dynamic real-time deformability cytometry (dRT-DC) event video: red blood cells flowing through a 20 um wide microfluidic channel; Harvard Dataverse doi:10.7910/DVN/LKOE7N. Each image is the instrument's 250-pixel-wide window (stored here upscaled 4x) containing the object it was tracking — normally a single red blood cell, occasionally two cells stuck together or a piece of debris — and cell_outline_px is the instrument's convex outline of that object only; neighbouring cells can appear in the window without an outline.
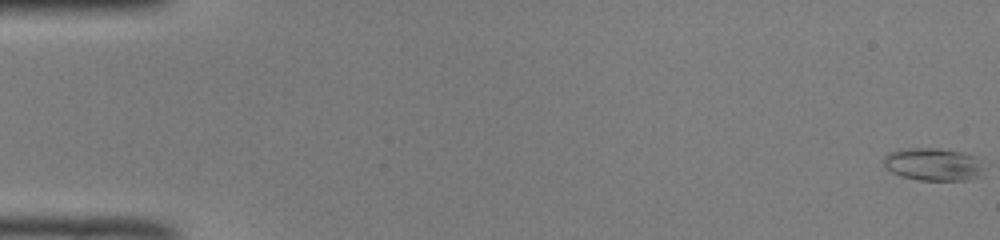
{"species": "common noctule bat (a hibernating species)", "species_latin": "Nyctalus noctula", "temperature_condition": "room temperature", "stored_images_in_passage": 52, "camera_frame_rate_fps": 3000, "um_per_image_px": 0.085, "animal": {"sex": "male", "body_mass_g": 19.0, "forearm_length_mm": 50.8}, "frame": {"image": 1, "passage_image": 1, "time_ms": 0.0, "image_size_px": [1000, 240], "cell_outline_px": [[984, 176], [968, 180], [920, 180], [900, 176], [884, 168], [884, 156], [888, 152], [908, 148], [936, 148], [964, 152], [976, 156], [984, 160]], "centroid_in_image_um": [79.4, 13.97], "position_along_channel_um": 5.6, "area_um2": 19.71}}
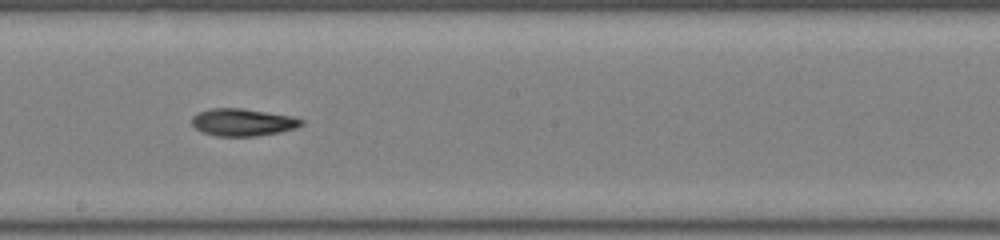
{"frame": {"image": 2, "passage_image": 30, "time_ms": 9.667, "image_size_px": [1000, 240], "cell_outline_px": [[304, 124], [296, 128], [280, 132], [256, 136], [216, 136], [204, 132], [196, 128], [192, 124], [192, 116], [200, 112], [212, 108], [244, 108], [292, 116], [304, 120]], "centroid_in_image_um": [20.67, 10.39], "position_along_channel_um": 227.5, "area_um2": 17.46}}
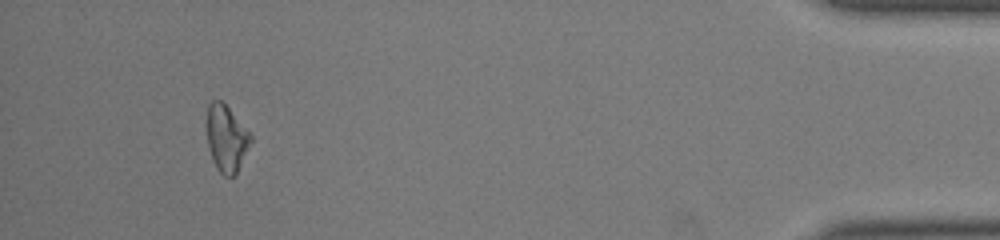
{"frame": {"image": 3, "passage_image": 49, "time_ms": 16.0, "image_size_px": [1000, 240], "cell_outline_px": [[252, 140], [236, 176], [224, 176], [216, 168], [212, 160], [208, 144], [208, 104], [212, 100], [220, 100], [228, 108], [252, 136]], "centroid_in_image_um": [19.25, 11.81], "position_along_channel_um": 415.9, "area_um2": 16.7}, "authors_computed_cell_mechanics": {"area_um2": 17.7446, "velocity_mm_per_s": 4.0064, "shape_relaxation_time_tau1_ms": 6.4626, "shape_relaxation_time_tau2_ms": 7.5232, "deformation_change_tau1": 0.1801, "deformation_change_tau2": 0.1517}}